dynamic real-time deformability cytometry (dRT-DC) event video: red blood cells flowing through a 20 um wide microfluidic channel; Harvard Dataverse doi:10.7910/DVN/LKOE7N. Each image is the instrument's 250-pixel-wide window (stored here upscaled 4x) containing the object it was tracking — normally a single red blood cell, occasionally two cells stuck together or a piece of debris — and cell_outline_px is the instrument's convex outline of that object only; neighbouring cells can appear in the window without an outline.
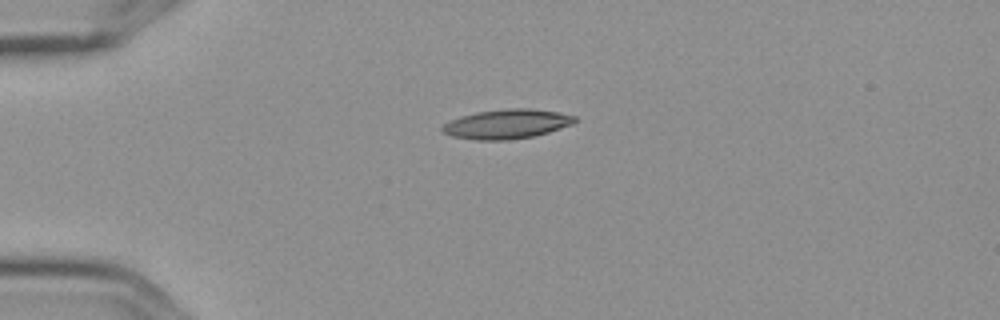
{"species": "Egyptian fruit bat (a non-hibernating species)", "species_latin": "Rousettus aegyptiacus", "temperature_condition": "cold", "stored_images_in_passage": 3, "camera_frame_rate_fps": 3000, "um_per_image_px": 0.085, "frame": {"image": 1, "passage_image": 1, "time_ms": 0.0, "image_size_px": [1000, 320], "cell_outline_px": [[576, 120], [572, 124], [548, 132], [532, 136], [508, 140], [476, 140], [452, 136], [444, 132], [440, 128], [448, 120], [460, 116], [476, 112], [508, 108], [532, 108], [556, 112], [576, 116]], "centroid_in_image_um": [43.04, 10.53], "position_along_channel_um": 42.0, "area_um2": 22.66}}
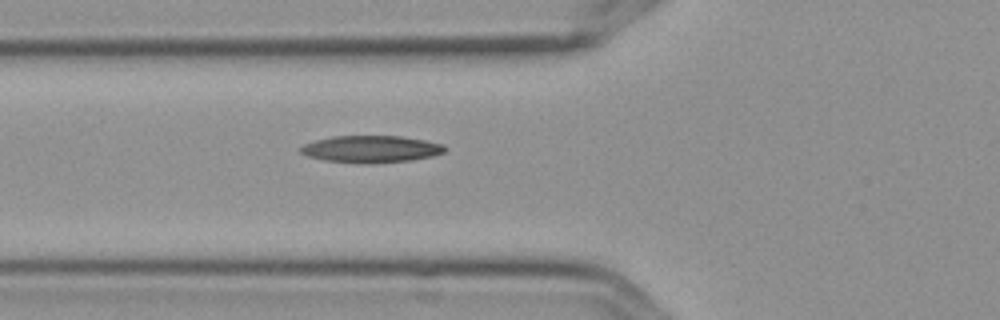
{"frame": {"image": 2, "passage_image": 3, "time_ms": 0.667, "image_size_px": [1000, 320], "cell_outline_px": [[448, 148], [444, 152], [432, 156], [412, 160], [368, 164], [364, 164], [324, 160], [308, 156], [300, 152], [300, 148], [304, 144], [316, 140], [332, 136], [400, 136], [424, 140], [444, 144]], "centroid_in_image_um": [31.56, 12.67], "position_along_channel_um": 94.2, "area_um2": 22.77}}